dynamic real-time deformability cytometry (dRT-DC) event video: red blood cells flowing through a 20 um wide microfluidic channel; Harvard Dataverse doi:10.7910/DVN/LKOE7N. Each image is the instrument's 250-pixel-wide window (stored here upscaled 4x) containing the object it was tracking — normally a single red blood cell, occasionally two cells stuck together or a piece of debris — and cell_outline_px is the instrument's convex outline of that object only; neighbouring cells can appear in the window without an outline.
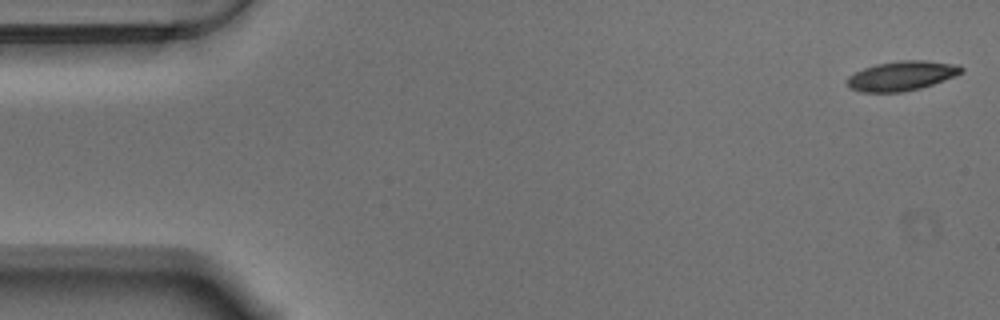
{"species": "Egyptian fruit bat (a non-hibernating species)", "species_latin": "Rousettus aegyptiacus", "temperature_condition": "warm", "stored_images_in_passage": 56, "camera_frame_rate_fps": 3000, "um_per_image_px": 0.085, "animal": {"sex": "male"}, "frame": {"image": 1, "passage_image": 1, "time_ms": 0.0, "image_size_px": [1000, 320], "cell_outline_px": [[964, 72], [944, 80], [920, 88], [900, 92], [860, 92], [852, 88], [848, 84], [848, 76], [864, 68], [876, 64], [900, 60], [924, 60], [960, 64], [964, 68]], "centroid_in_image_um": [76.7, 6.43], "position_along_channel_um": 8.3, "area_um2": 19.59}}
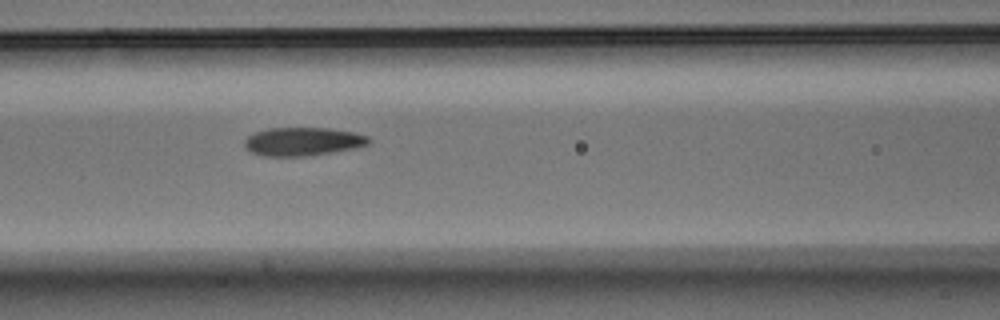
{"frame": {"image": 2, "passage_image": 23, "time_ms": 7.333, "image_size_px": [1000, 320], "cell_outline_px": [[372, 140], [368, 144], [352, 148], [308, 156], [264, 156], [252, 152], [244, 144], [244, 140], [248, 136], [256, 132], [268, 128], [328, 128], [352, 132], [368, 136]], "centroid_in_image_um": [25.73, 12.02], "position_along_channel_um": 140.9, "area_um2": 20.29}}
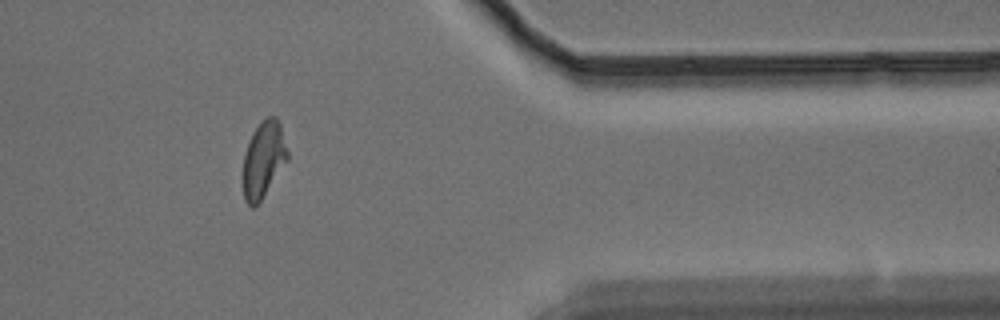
{"frame": {"image": 3, "passage_image": 46, "time_ms": 15.0, "image_size_px": [1000, 320], "cell_outline_px": [[288, 160], [260, 200], [252, 208], [244, 200], [244, 152], [248, 140], [252, 132], [268, 116], [276, 116], [280, 124], [288, 152]], "centroid_in_image_um": [22.4, 13.53], "position_along_channel_um": 389.0, "area_um2": 19.36}, "authors_computed_cell_mechanics": {"area_um2": 20.0855, "velocity_mm_per_s": 3.5252, "shape_relaxation_time_tau1_ms": 5.0616, "shape_relaxation_time_tau2_ms": 2.0453, "deformation_change_tau1": 0.1747, "deformation_change_tau2": 0.0941}}